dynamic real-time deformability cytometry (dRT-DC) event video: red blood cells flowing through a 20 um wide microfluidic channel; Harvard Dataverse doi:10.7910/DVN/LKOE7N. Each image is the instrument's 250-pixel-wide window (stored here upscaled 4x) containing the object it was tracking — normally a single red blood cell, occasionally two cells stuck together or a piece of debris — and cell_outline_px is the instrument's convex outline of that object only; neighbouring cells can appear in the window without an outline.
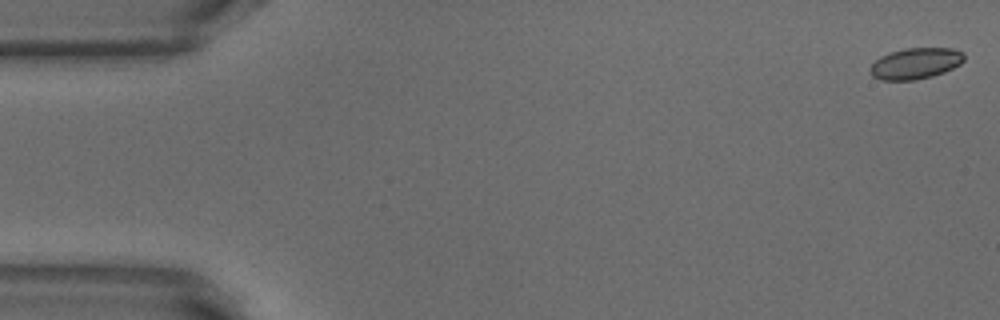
{"species": "common noctule bat (a hibernating species)", "species_latin": "Nyctalus noctula", "temperature_condition": "warm", "stored_images_in_passage": 52, "camera_frame_rate_fps": 3000, "um_per_image_px": 0.085, "animal": {"sex": "male", "body_mass_g": 18.8}, "frame": {"image": 1, "passage_image": 1, "time_ms": 0.0, "image_size_px": [1000, 320], "cell_outline_px": [[964, 60], [960, 64], [944, 72], [932, 76], [912, 80], [880, 80], [872, 76], [868, 72], [868, 68], [880, 56], [888, 52], [904, 48], [952, 48], [964, 52]], "centroid_in_image_um": [77.78, 5.38], "position_along_channel_um": 7.2, "area_um2": 17.22}}
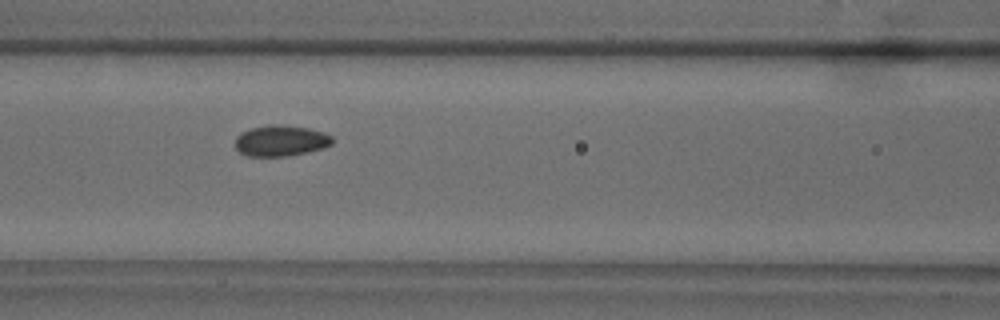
{"frame": {"image": 2, "passage_image": 22, "time_ms": 7.0, "image_size_px": [1000, 320], "cell_outline_px": [[332, 144], [324, 148], [288, 156], [248, 156], [240, 152], [236, 148], [236, 136], [240, 132], [252, 128], [272, 124], [280, 124], [308, 128], [324, 132], [332, 136]], "centroid_in_image_um": [23.87, 11.95], "position_along_channel_um": 142.7, "area_um2": 17.51}}
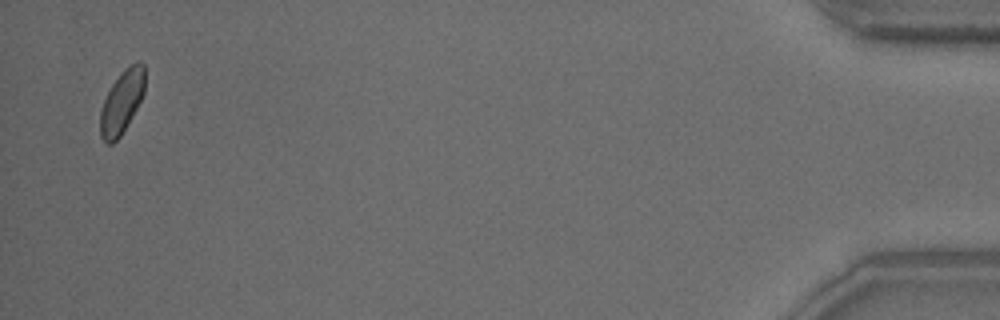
{"frame": {"image": 3, "passage_image": 51, "time_ms": 16.667, "image_size_px": [1000, 320], "cell_outline_px": [[144, 92], [136, 108], [120, 136], [112, 144], [104, 144], [100, 136], [100, 112], [104, 100], [112, 84], [120, 72], [124, 68], [136, 60], [140, 60], [144, 64]], "centroid_in_image_um": [10.34, 8.64], "position_along_channel_um": 424.9, "area_um2": 16.36}, "authors_computed_cell_mechanics": {"area_um2": 17.1377, "velocity_mm_per_s": 3.8333, "shape_relaxation_time_tau1_ms": 2.6166, "shape_relaxation_time_tau2_ms": 2.4853, "deformation_change_tau1": 0.0633, "deformation_change_tau2": 0.0424}}